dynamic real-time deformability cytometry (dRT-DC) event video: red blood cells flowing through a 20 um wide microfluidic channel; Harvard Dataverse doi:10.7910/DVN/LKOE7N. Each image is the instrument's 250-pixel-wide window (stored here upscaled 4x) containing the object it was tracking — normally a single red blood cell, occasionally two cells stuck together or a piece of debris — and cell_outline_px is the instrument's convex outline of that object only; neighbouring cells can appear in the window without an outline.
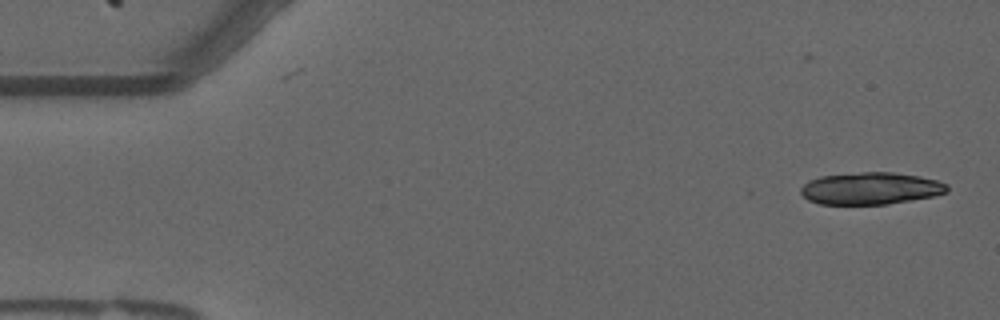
{"species": "common noctule bat (a hibernating species)", "species_latin": "Nyctalus noctula", "temperature_condition": "warm", "stored_images_in_passage": 55, "segment_of_instrument_passage": [1, 2], "camera_frame_rate_fps": 3000, "um_per_image_px": 0.085, "animal": {"sex": "male", "forearm_length_mm": 52.5}, "frame": {"image": 1, "passage_image": 1, "time_ms": 0.0, "image_size_px": [1000, 320], "cell_outline_px": [[948, 192], [932, 196], [888, 204], [820, 204], [808, 200], [800, 192], [800, 188], [808, 180], [820, 176], [860, 172], [896, 172], [920, 176], [936, 180], [948, 184]], "centroid_in_image_um": [74.0, 16.0], "position_along_channel_um": 11.0, "area_um2": 27.46}}